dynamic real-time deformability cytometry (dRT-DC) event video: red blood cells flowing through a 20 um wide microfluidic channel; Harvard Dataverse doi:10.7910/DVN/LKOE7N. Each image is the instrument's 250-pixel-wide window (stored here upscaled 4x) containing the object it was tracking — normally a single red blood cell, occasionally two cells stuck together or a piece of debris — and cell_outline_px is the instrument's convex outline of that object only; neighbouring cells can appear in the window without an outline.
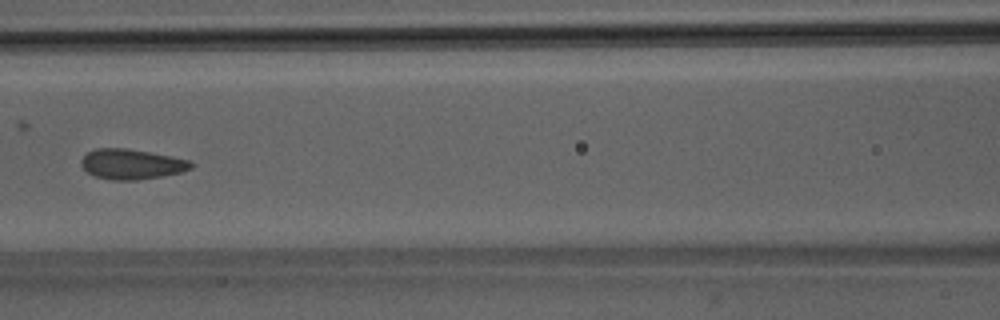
{"species": "Egyptian fruit bat (a non-hibernating species)", "species_latin": "Rousettus aegyptiacus", "temperature_condition": "room temperature", "stored_images_in_passage": 6, "camera_frame_rate_fps": 3000, "um_per_image_px": 0.085, "animal": {"sex": "male"}, "frame": {"image": 1, "passage_image": 6, "time_ms": 6.667, "image_size_px": [1000, 320], "cell_outline_px": [[192, 168], [180, 172], [160, 176], [136, 180], [112, 180], [96, 176], [88, 172], [80, 164], [80, 160], [88, 152], [96, 148], [128, 148], [172, 156], [192, 160]], "centroid_in_image_um": [11.19, 13.94], "position_along_channel_um": 155.4, "area_um2": 19.25}}